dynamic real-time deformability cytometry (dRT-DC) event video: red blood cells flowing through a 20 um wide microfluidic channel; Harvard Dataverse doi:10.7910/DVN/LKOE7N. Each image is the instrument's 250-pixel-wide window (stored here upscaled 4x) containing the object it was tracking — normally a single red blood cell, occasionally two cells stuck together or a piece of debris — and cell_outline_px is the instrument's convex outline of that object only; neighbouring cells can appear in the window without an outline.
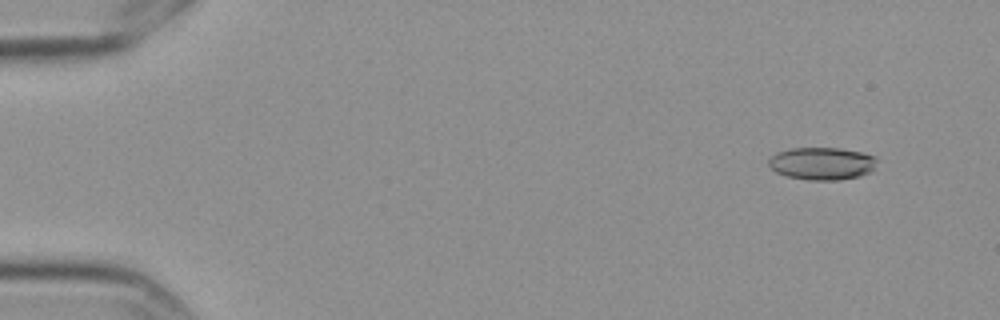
{"species": "Egyptian fruit bat (a non-hibernating species)", "species_latin": "Rousettus aegyptiacus", "temperature_condition": "cold", "stored_images_in_passage": 5, "camera_frame_rate_fps": 3000, "um_per_image_px": 0.085, "frame": {"image": 1, "passage_image": 1, "time_ms": 0.0, "image_size_px": [1000, 320], "cell_outline_px": [[876, 160], [872, 172], [860, 176], [840, 180], [808, 180], [788, 176], [776, 172], [768, 164], [768, 160], [776, 152], [792, 148], [840, 148], [860, 152], [876, 156]], "centroid_in_image_um": [69.88, 13.9], "position_along_channel_um": 15.1, "area_um2": 20.58}}
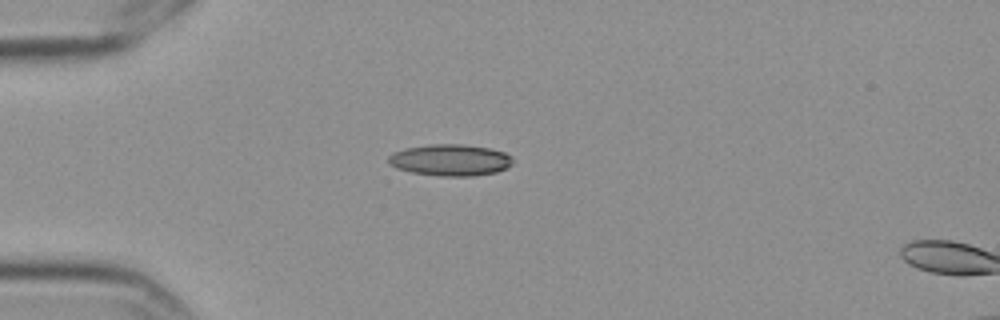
{"frame": {"image": 2, "passage_image": 4, "time_ms": 1.0, "image_size_px": [1000, 320], "cell_outline_px": [[512, 164], [508, 168], [496, 172], [472, 176], [440, 176], [412, 172], [396, 168], [388, 164], [388, 156], [392, 152], [408, 148], [428, 144], [460, 144], [488, 148], [504, 152], [512, 156]], "centroid_in_image_um": [38.27, 13.61], "position_along_channel_um": 46.7, "area_um2": 22.89}}